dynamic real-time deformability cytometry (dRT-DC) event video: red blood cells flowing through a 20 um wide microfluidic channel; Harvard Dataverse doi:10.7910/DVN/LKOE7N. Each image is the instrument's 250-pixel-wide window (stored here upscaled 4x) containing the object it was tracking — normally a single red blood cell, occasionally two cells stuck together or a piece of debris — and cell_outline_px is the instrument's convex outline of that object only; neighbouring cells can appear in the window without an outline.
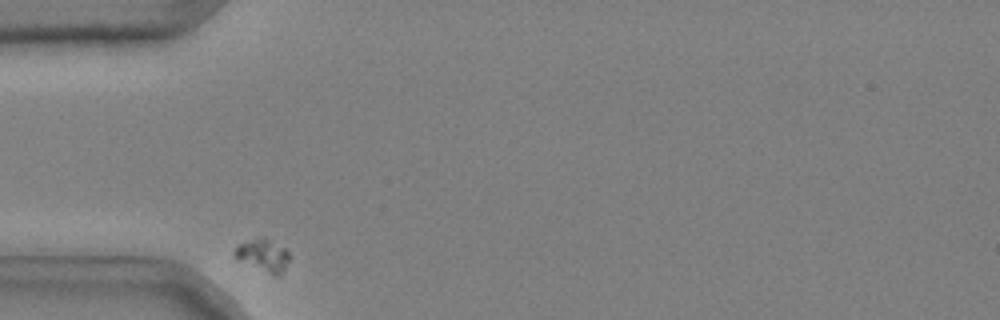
{"species": "common noctule bat (a hibernating species)", "species_latin": "Nyctalus noctula", "temperature_condition": "cold", "stored_images_in_passage": 34, "camera_frame_rate_fps": 3000, "um_per_image_px": 0.085, "animal": {"sex": "male", "body_mass_g": 20.4}, "frame": {"image": 1, "passage_image": 1, "time_ms": 0.0, "image_size_px": [1000, 320], "cell_outline_px": [[288, 260], [284, 272], [280, 276], [272, 276], [236, 260], [232, 256], [232, 252], [236, 244], [260, 236], [264, 236], [284, 248], [288, 252]], "centroid_in_image_um": [22.29, 21.72], "position_along_channel_um": 62.7, "area_um2": 10.92}}
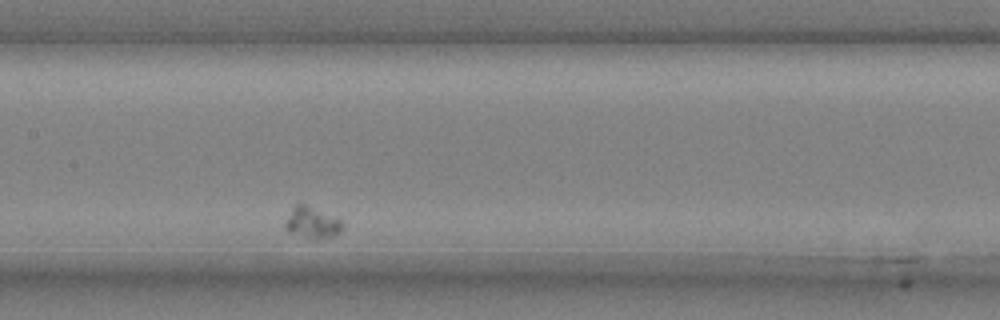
{"frame": {"image": 2, "passage_image": 14, "time_ms": 4.333, "image_size_px": [1000, 320], "cell_outline_px": [[344, 228], [340, 232], [332, 236], [320, 240], [316, 240], [292, 232], [284, 228], [284, 224], [292, 208], [296, 204], [304, 204], [340, 220], [344, 224]], "centroid_in_image_um": [26.55, 18.95], "position_along_channel_um": 180.9, "area_um2": 10.17}}
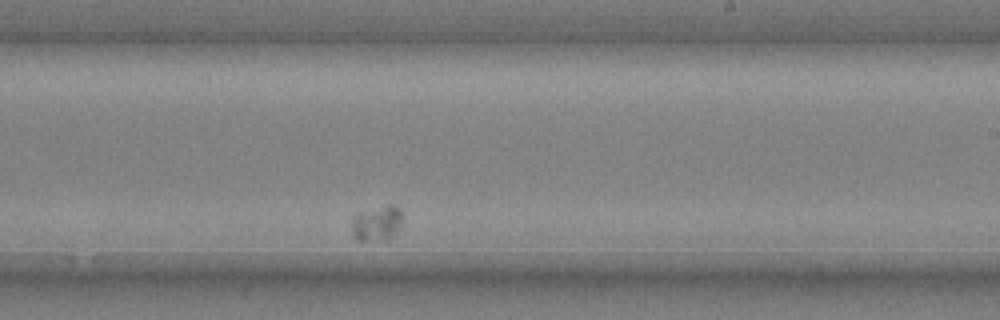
{"frame": {"image": 3, "passage_image": 22, "time_ms": 7.0, "image_size_px": [1000, 320], "cell_outline_px": [[400, 220], [396, 228], [388, 240], [356, 240], [352, 236], [352, 216], [356, 212], [388, 204], [392, 204], [400, 208]], "centroid_in_image_um": [31.94, 18.95], "position_along_channel_um": 257.1, "area_um2": 10.29}}